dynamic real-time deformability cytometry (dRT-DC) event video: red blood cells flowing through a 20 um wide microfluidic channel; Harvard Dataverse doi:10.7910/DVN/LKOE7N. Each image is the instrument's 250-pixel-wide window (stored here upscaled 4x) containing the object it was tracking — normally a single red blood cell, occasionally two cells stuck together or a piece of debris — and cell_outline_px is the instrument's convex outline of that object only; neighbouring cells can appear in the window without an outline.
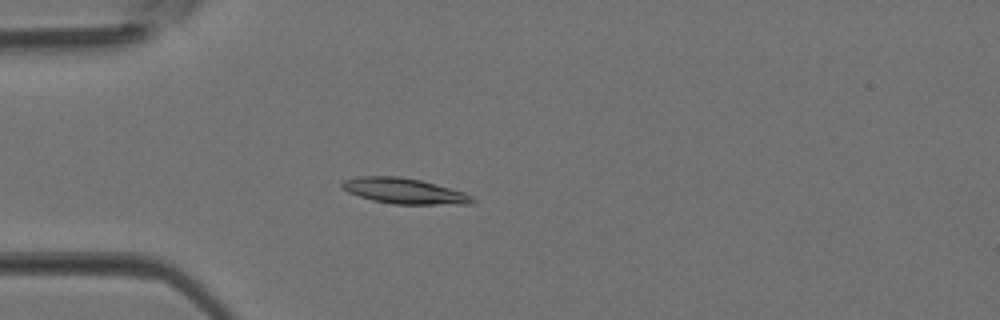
{"species": "Egyptian fruit bat (a non-hibernating species)", "species_latin": "Rousettus aegyptiacus", "temperature_condition": "room temperature", "stored_images_in_passage": 3, "camera_frame_rate_fps": 3000, "um_per_image_px": 0.085, "animal": {"sex": "female"}, "frame": {"image": 1, "passage_image": 3, "time_ms": 0.667, "image_size_px": [1000, 320], "cell_outline_px": [[476, 200], [472, 204], [392, 204], [372, 200], [348, 192], [340, 188], [340, 184], [344, 180], [356, 176], [400, 176], [420, 180], [436, 184], [464, 192], [472, 196]], "centroid_in_image_um": [34.34, 16.23], "position_along_channel_um": 50.7, "area_um2": 19.54}}